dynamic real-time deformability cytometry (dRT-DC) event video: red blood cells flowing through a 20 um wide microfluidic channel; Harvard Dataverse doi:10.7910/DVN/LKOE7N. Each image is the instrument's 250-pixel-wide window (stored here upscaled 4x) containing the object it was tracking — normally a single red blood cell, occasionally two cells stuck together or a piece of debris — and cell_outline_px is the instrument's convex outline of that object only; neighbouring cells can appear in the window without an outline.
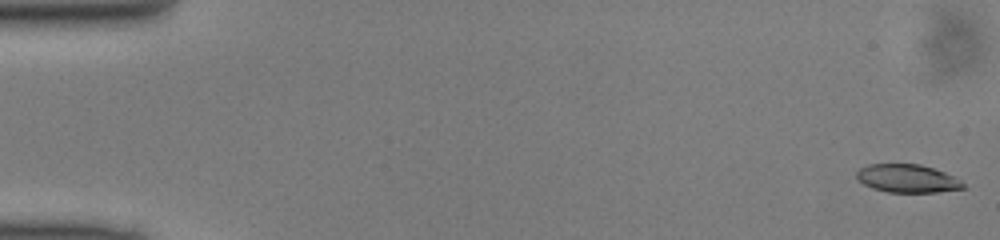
{"species": "common noctule bat (a hibernating species)", "species_latin": "Nyctalus noctula", "temperature_condition": "cold", "stored_images_in_passage": 49, "camera_frame_rate_fps": 3000, "um_per_image_px": 0.085, "animal": {"sex": "male", "body_mass_g": 13.0, "forearm_length_mm": 53.1}, "frame": {"image": 1, "passage_image": 1, "time_ms": 0.0, "image_size_px": [1000, 240], "cell_outline_px": [[968, 188], [936, 192], [888, 192], [872, 188], [864, 184], [856, 176], [856, 172], [860, 168], [868, 164], [920, 164], [956, 176]], "centroid_in_image_um": [77.16, 15.17], "position_along_channel_um": 7.8, "area_um2": 17.51}}
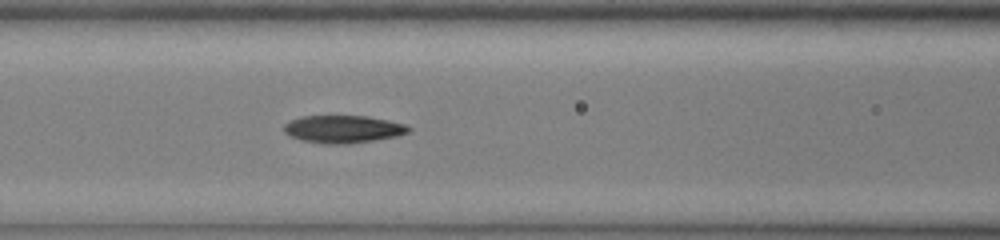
{"frame": {"image": 2, "passage_image": 21, "time_ms": 6.667, "image_size_px": [1000, 240], "cell_outline_px": [[412, 128], [408, 132], [396, 136], [348, 144], [324, 144], [304, 140], [288, 136], [284, 132], [284, 124], [288, 120], [300, 116], [368, 116], [388, 120], [404, 124]], "centroid_in_image_um": [29.12, 10.97], "position_along_channel_um": 137.5, "area_um2": 20.06}}
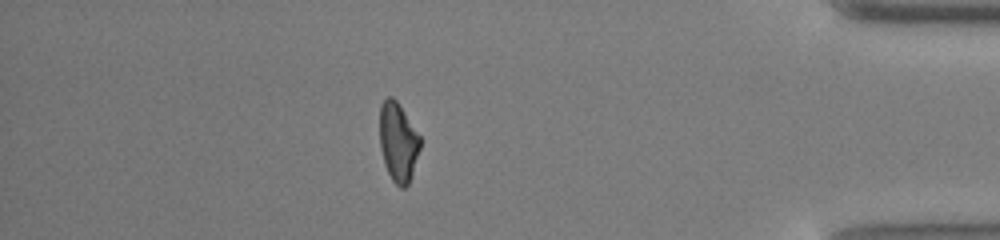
{"frame": {"image": 3, "passage_image": 43, "time_ms": 14.0, "image_size_px": [1000, 240], "cell_outline_px": [[420, 148], [412, 176], [408, 184], [404, 188], [400, 188], [392, 180], [384, 164], [380, 148], [380, 104], [388, 96], [392, 96], [396, 100], [420, 136]], "centroid_in_image_um": [33.83, 12.09], "position_along_channel_um": 401.4, "area_um2": 18.61}}